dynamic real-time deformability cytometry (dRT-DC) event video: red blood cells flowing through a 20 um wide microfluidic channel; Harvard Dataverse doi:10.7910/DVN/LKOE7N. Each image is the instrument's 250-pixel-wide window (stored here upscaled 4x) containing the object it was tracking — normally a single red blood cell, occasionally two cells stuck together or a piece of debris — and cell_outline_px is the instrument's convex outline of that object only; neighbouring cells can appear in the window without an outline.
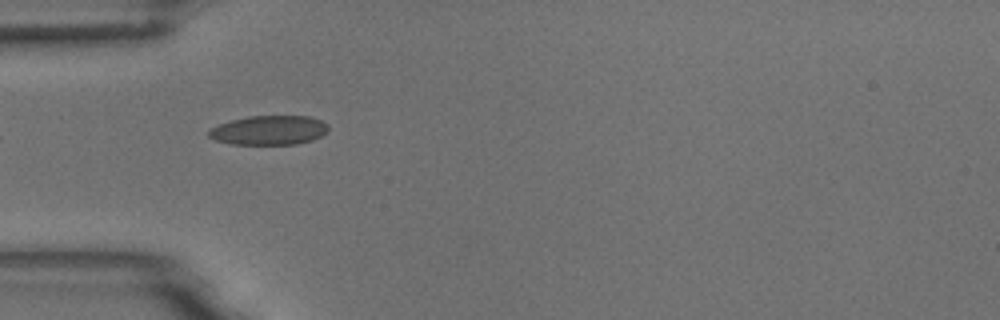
{"species": "common noctule bat (a hibernating species)", "species_latin": "Nyctalus noctula", "temperature_condition": "room temperature", "stored_images_in_passage": 6, "camera_frame_rate_fps": 3000, "um_per_image_px": 0.085, "animal": {"sex": "male", "body_mass_g": 18.8}, "frame": {"image": 1, "passage_image": 5, "time_ms": 1.333, "image_size_px": [1000, 320], "cell_outline_px": [[328, 132], [312, 140], [296, 144], [232, 144], [216, 140], [208, 136], [208, 128], [232, 120], [248, 116], [308, 116], [320, 120], [328, 124]], "centroid_in_image_um": [22.87, 11.07], "position_along_channel_um": 62.1, "area_um2": 20.4}}